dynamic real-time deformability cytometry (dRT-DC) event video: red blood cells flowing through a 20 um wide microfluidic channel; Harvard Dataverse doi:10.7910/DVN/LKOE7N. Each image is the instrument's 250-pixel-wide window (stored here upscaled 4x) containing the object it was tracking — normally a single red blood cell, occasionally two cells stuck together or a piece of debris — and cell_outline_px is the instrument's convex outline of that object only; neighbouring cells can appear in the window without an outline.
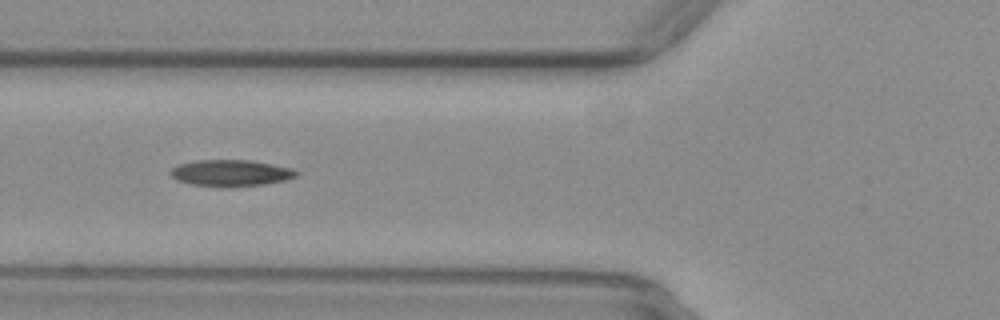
{"species": "common noctule bat (a hibernating species)", "species_latin": "Nyctalus noctula", "temperature_condition": "warm", "stored_images_in_passage": 29, "camera_frame_rate_fps": 3000, "um_per_image_px": 0.085, "animal": {"sex": "female", "body_mass_g": 29.2, "forearm_length_mm": 56.3}, "frame": {"image": 1, "passage_image": 6, "time_ms": 1.667, "image_size_px": [1000, 320], "cell_outline_px": [[300, 172], [296, 176], [284, 180], [264, 184], [192, 184], [176, 180], [172, 176], [172, 168], [180, 164], [196, 160], [252, 160], [292, 168]], "centroid_in_image_um": [19.66, 14.65], "position_along_channel_um": 106.1, "area_um2": 18.38}}
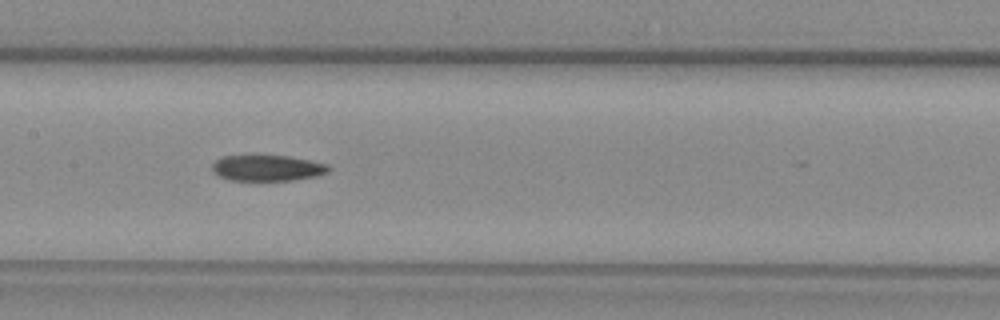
{"frame": {"image": 2, "passage_image": 12, "time_ms": 3.667, "image_size_px": [1000, 320], "cell_outline_px": [[332, 168], [328, 172], [316, 176], [292, 180], [228, 180], [212, 172], [212, 164], [216, 160], [224, 156], [288, 156], [328, 164]], "centroid_in_image_um": [22.73, 14.28], "position_along_channel_um": 184.7, "area_um2": 17.46}}
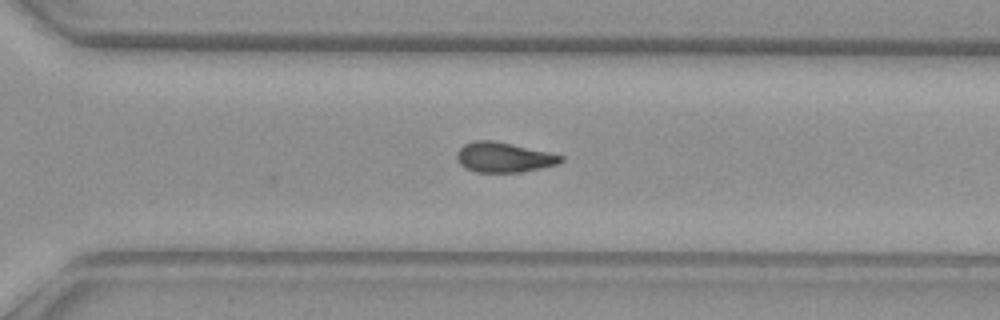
{"frame": {"image": 3, "passage_image": 23, "time_ms": 7.333, "image_size_px": [1000, 320], "cell_outline_px": [[564, 160], [560, 164], [520, 172], [476, 172], [464, 168], [460, 164], [456, 156], [456, 152], [464, 144], [476, 140], [492, 140], [512, 144], [548, 152], [564, 156]], "centroid_in_image_um": [42.82, 13.37], "position_along_channel_um": 327.8, "area_um2": 18.21}}